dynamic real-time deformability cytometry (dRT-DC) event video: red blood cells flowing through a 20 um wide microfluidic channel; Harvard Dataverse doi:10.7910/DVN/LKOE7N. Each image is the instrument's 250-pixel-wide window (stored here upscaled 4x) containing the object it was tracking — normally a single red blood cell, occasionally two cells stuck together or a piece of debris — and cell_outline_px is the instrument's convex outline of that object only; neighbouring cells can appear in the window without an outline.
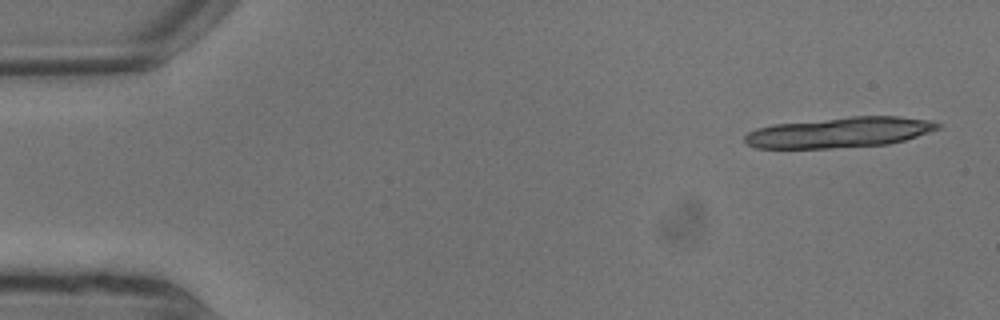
{"species": "common noctule bat (a hibernating species)", "species_latin": "Nyctalus noctula", "temperature_condition": "warm", "stored_images_in_passage": 8, "segment_of_instrument_passage": [1, 2], "camera_frame_rate_fps": 3000, "um_per_image_px": 0.085, "animal": {"sex": "male", "body_mass_g": 13.3}, "frame": {"image": 1, "passage_image": 1, "time_ms": 0.0, "image_size_px": [1000, 320], "cell_outline_px": [[940, 128], [904, 140], [888, 144], [828, 148], [756, 148], [748, 144], [744, 140], [744, 136], [748, 132], [756, 128], [772, 124], [848, 116], [900, 116], [928, 120], [940, 124]], "centroid_in_image_um": [71.32, 11.24], "position_along_channel_um": 13.7, "area_um2": 34.22}}